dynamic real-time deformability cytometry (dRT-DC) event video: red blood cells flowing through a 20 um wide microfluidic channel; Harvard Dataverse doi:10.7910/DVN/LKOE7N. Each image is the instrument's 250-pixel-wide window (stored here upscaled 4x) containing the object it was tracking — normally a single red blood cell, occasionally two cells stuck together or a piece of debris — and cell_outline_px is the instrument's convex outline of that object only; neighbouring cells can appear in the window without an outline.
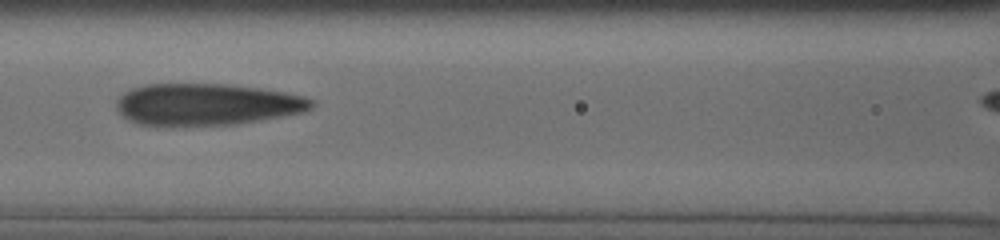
{"species": "human", "species_latin": "Homo sapiens", "temperature_condition": "cold", "stored_images_in_passage": 9, "segment_of_instrument_passage": [1, 2], "camera_frame_rate_fps": 3000, "um_per_image_px": 0.085, "donor": {"sex": "male"}, "frame": {"image": 1, "passage_image": 6, "time_ms": 2.0, "image_size_px": [1000, 240], "cell_outline_px": [[316, 104], [312, 108], [304, 112], [260, 120], [236, 124], [140, 124], [128, 120], [116, 108], [116, 100], [124, 92], [132, 88], [144, 84], [228, 84], [260, 88], [284, 92], [304, 96], [312, 100]], "centroid_in_image_um": [17.6, 8.85], "position_along_channel_um": 149.0, "area_um2": 47.05}}